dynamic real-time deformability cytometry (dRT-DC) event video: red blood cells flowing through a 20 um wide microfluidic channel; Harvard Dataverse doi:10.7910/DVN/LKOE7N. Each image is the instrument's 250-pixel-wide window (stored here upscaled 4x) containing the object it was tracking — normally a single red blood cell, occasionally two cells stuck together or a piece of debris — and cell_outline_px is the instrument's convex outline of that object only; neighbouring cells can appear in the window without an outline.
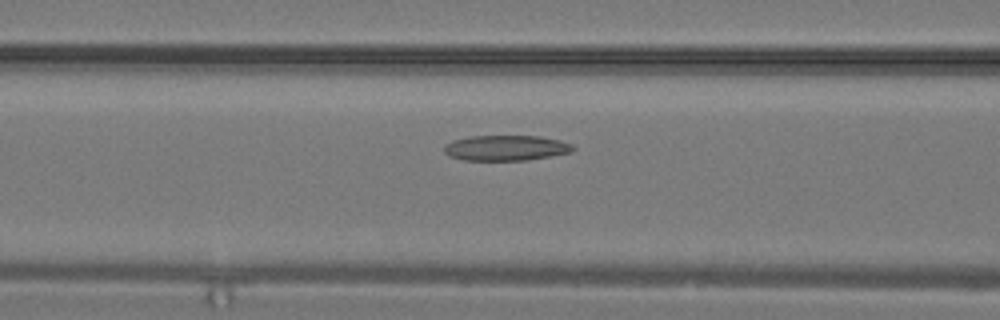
{"species": "common noctule bat (a hibernating species)", "species_latin": "Nyctalus noctula", "temperature_condition": "warm", "stored_images_in_passage": 30, "camera_frame_rate_fps": 3000, "um_per_image_px": 0.085, "animal": {"sex": "male", "body_mass_g": 19.2, "forearm_length_mm": 51.8}, "frame": {"image": 1, "passage_image": 11, "time_ms": 3.333, "image_size_px": [1000, 320], "cell_outline_px": [[576, 148], [572, 152], [552, 156], [524, 160], [464, 160], [448, 156], [444, 152], [444, 148], [452, 140], [468, 136], [540, 136], [560, 140], [572, 144]], "centroid_in_image_um": [43.03, 12.57], "position_along_channel_um": 123.6, "area_um2": 19.13}}
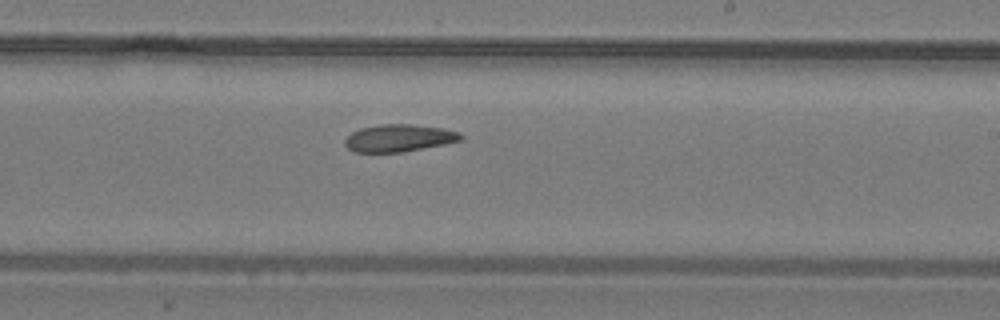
{"frame": {"image": 2, "passage_image": 17, "time_ms": 5.333, "image_size_px": [1000, 320], "cell_outline_px": [[464, 136], [460, 140], [444, 144], [404, 152], [352, 152], [344, 144], [344, 140], [352, 132], [360, 128], [380, 124], [412, 124], [440, 128], [460, 132]], "centroid_in_image_um": [33.88, 11.74], "position_along_channel_um": 255.1, "area_um2": 18.44}}
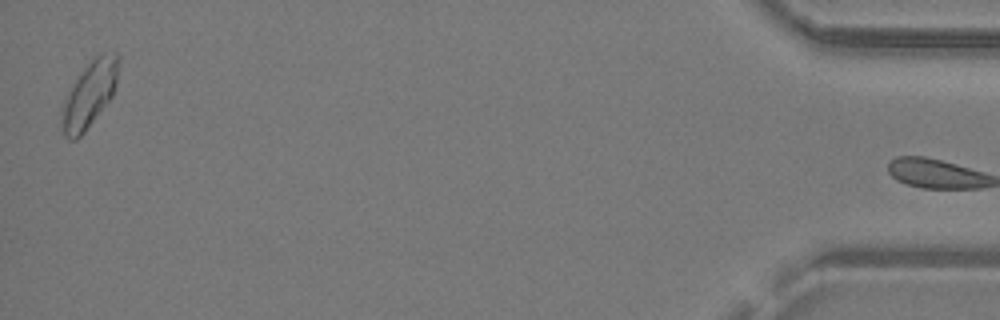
{"frame": {"image": 3, "passage_image": 29, "time_ms": 9.333, "image_size_px": [1000, 320], "cell_outline_px": [[120, 56], [116, 84], [112, 96], [84, 132], [76, 140], [68, 140], [64, 136], [60, 116], [60, 112], [64, 100], [72, 84], [92, 56], [100, 52], [116, 52]], "centroid_in_image_um": [7.59, 7.97], "position_along_channel_um": 427.6, "area_um2": 22.08}}